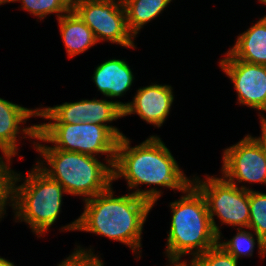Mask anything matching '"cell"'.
<instances>
[{
	"mask_svg": "<svg viewBox=\"0 0 266 266\" xmlns=\"http://www.w3.org/2000/svg\"><path fill=\"white\" fill-rule=\"evenodd\" d=\"M222 154L221 174L227 181L238 187L242 182L266 185V156L252 135L246 134Z\"/></svg>",
	"mask_w": 266,
	"mask_h": 266,
	"instance_id": "30bf717a",
	"label": "cell"
},
{
	"mask_svg": "<svg viewBox=\"0 0 266 266\" xmlns=\"http://www.w3.org/2000/svg\"><path fill=\"white\" fill-rule=\"evenodd\" d=\"M107 2H114L117 3L118 5L125 6L130 0H103Z\"/></svg>",
	"mask_w": 266,
	"mask_h": 266,
	"instance_id": "4316f807",
	"label": "cell"
},
{
	"mask_svg": "<svg viewBox=\"0 0 266 266\" xmlns=\"http://www.w3.org/2000/svg\"><path fill=\"white\" fill-rule=\"evenodd\" d=\"M0 266H17V265H14V262H11L10 260H7L6 258L0 256Z\"/></svg>",
	"mask_w": 266,
	"mask_h": 266,
	"instance_id": "484cf974",
	"label": "cell"
},
{
	"mask_svg": "<svg viewBox=\"0 0 266 266\" xmlns=\"http://www.w3.org/2000/svg\"><path fill=\"white\" fill-rule=\"evenodd\" d=\"M131 142L125 135L118 140L112 167L113 181L124 178L129 192L134 190L131 193L154 206L162 196L156 186L183 192L192 183L158 135L149 136L134 147ZM143 184L156 188L140 189Z\"/></svg>",
	"mask_w": 266,
	"mask_h": 266,
	"instance_id": "6da1fadb",
	"label": "cell"
},
{
	"mask_svg": "<svg viewBox=\"0 0 266 266\" xmlns=\"http://www.w3.org/2000/svg\"><path fill=\"white\" fill-rule=\"evenodd\" d=\"M36 140L34 149H59L96 157L105 154L104 160L113 166L119 139L106 126L96 123L46 122L38 124ZM42 142L52 143V146Z\"/></svg>",
	"mask_w": 266,
	"mask_h": 266,
	"instance_id": "8992f818",
	"label": "cell"
},
{
	"mask_svg": "<svg viewBox=\"0 0 266 266\" xmlns=\"http://www.w3.org/2000/svg\"><path fill=\"white\" fill-rule=\"evenodd\" d=\"M5 3H11V0H0V6Z\"/></svg>",
	"mask_w": 266,
	"mask_h": 266,
	"instance_id": "83f0119b",
	"label": "cell"
},
{
	"mask_svg": "<svg viewBox=\"0 0 266 266\" xmlns=\"http://www.w3.org/2000/svg\"><path fill=\"white\" fill-rule=\"evenodd\" d=\"M195 266H238V260L216 244L193 259Z\"/></svg>",
	"mask_w": 266,
	"mask_h": 266,
	"instance_id": "7402d4cb",
	"label": "cell"
},
{
	"mask_svg": "<svg viewBox=\"0 0 266 266\" xmlns=\"http://www.w3.org/2000/svg\"><path fill=\"white\" fill-rule=\"evenodd\" d=\"M114 192L111 185L105 192L84 200L80 217L62 226L61 232L79 230L107 237L131 248L139 260L143 225L154 206L133 193L115 197Z\"/></svg>",
	"mask_w": 266,
	"mask_h": 266,
	"instance_id": "7a4b0ae2",
	"label": "cell"
},
{
	"mask_svg": "<svg viewBox=\"0 0 266 266\" xmlns=\"http://www.w3.org/2000/svg\"><path fill=\"white\" fill-rule=\"evenodd\" d=\"M192 183L205 197L211 224L217 236L221 234V230L216 224L215 216L219 218L221 226L226 224L234 228H248L250 222L249 190L253 189L245 184L238 187L222 175L216 177L208 174L204 179L195 175L192 177Z\"/></svg>",
	"mask_w": 266,
	"mask_h": 266,
	"instance_id": "52a82bcc",
	"label": "cell"
},
{
	"mask_svg": "<svg viewBox=\"0 0 266 266\" xmlns=\"http://www.w3.org/2000/svg\"><path fill=\"white\" fill-rule=\"evenodd\" d=\"M236 230L237 233L228 241H223L221 233L218 236L217 244L234 258L239 260V258L246 256L252 257L257 243L258 255H261L264 259L266 256V243L255 232L254 234L250 232L248 228H237Z\"/></svg>",
	"mask_w": 266,
	"mask_h": 266,
	"instance_id": "ac0fdd59",
	"label": "cell"
},
{
	"mask_svg": "<svg viewBox=\"0 0 266 266\" xmlns=\"http://www.w3.org/2000/svg\"><path fill=\"white\" fill-rule=\"evenodd\" d=\"M261 135L259 137H253L261 146L264 155L266 156V118L260 119Z\"/></svg>",
	"mask_w": 266,
	"mask_h": 266,
	"instance_id": "cb8c5ba5",
	"label": "cell"
},
{
	"mask_svg": "<svg viewBox=\"0 0 266 266\" xmlns=\"http://www.w3.org/2000/svg\"><path fill=\"white\" fill-rule=\"evenodd\" d=\"M134 73L125 59H109L96 66L92 76L98 91L105 97H122L134 82Z\"/></svg>",
	"mask_w": 266,
	"mask_h": 266,
	"instance_id": "5bb4252c",
	"label": "cell"
},
{
	"mask_svg": "<svg viewBox=\"0 0 266 266\" xmlns=\"http://www.w3.org/2000/svg\"><path fill=\"white\" fill-rule=\"evenodd\" d=\"M125 102L107 99H82L76 102H65L53 107H39L38 117L49 120L48 123H96L106 126L118 139L124 134L115 126L108 125L112 121L123 118ZM108 123V124H107Z\"/></svg>",
	"mask_w": 266,
	"mask_h": 266,
	"instance_id": "9c48e42d",
	"label": "cell"
},
{
	"mask_svg": "<svg viewBox=\"0 0 266 266\" xmlns=\"http://www.w3.org/2000/svg\"><path fill=\"white\" fill-rule=\"evenodd\" d=\"M11 2H21L20 8L22 10L38 17L40 20L50 14H55L56 19H59L72 10V0H11Z\"/></svg>",
	"mask_w": 266,
	"mask_h": 266,
	"instance_id": "d6986e66",
	"label": "cell"
},
{
	"mask_svg": "<svg viewBox=\"0 0 266 266\" xmlns=\"http://www.w3.org/2000/svg\"><path fill=\"white\" fill-rule=\"evenodd\" d=\"M24 174L15 172L13 181V212L15 222H25L37 238L44 236L59 218L63 196L60 183L51 179L37 165ZM23 177V178H22ZM21 185L18 182H22Z\"/></svg>",
	"mask_w": 266,
	"mask_h": 266,
	"instance_id": "5b68a950",
	"label": "cell"
},
{
	"mask_svg": "<svg viewBox=\"0 0 266 266\" xmlns=\"http://www.w3.org/2000/svg\"><path fill=\"white\" fill-rule=\"evenodd\" d=\"M260 3L266 5V0H258Z\"/></svg>",
	"mask_w": 266,
	"mask_h": 266,
	"instance_id": "f1b7e54d",
	"label": "cell"
},
{
	"mask_svg": "<svg viewBox=\"0 0 266 266\" xmlns=\"http://www.w3.org/2000/svg\"><path fill=\"white\" fill-rule=\"evenodd\" d=\"M57 20L69 57H75L98 44L90 27L73 10Z\"/></svg>",
	"mask_w": 266,
	"mask_h": 266,
	"instance_id": "2e32d148",
	"label": "cell"
},
{
	"mask_svg": "<svg viewBox=\"0 0 266 266\" xmlns=\"http://www.w3.org/2000/svg\"><path fill=\"white\" fill-rule=\"evenodd\" d=\"M173 0H130L125 6L129 31L134 35L149 22L158 18Z\"/></svg>",
	"mask_w": 266,
	"mask_h": 266,
	"instance_id": "e0dca14e",
	"label": "cell"
},
{
	"mask_svg": "<svg viewBox=\"0 0 266 266\" xmlns=\"http://www.w3.org/2000/svg\"><path fill=\"white\" fill-rule=\"evenodd\" d=\"M11 160L0 156V221L7 214L6 206L13 208V181L16 171L10 167Z\"/></svg>",
	"mask_w": 266,
	"mask_h": 266,
	"instance_id": "44dd1931",
	"label": "cell"
},
{
	"mask_svg": "<svg viewBox=\"0 0 266 266\" xmlns=\"http://www.w3.org/2000/svg\"><path fill=\"white\" fill-rule=\"evenodd\" d=\"M169 261V264L166 266H195L193 259H190V262H186L187 260L179 259V258H167Z\"/></svg>",
	"mask_w": 266,
	"mask_h": 266,
	"instance_id": "d4e9b609",
	"label": "cell"
},
{
	"mask_svg": "<svg viewBox=\"0 0 266 266\" xmlns=\"http://www.w3.org/2000/svg\"><path fill=\"white\" fill-rule=\"evenodd\" d=\"M35 150L42 159L36 165L60 183L68 195L82 197L84 201L105 192L113 183V166L96 156L59 149Z\"/></svg>",
	"mask_w": 266,
	"mask_h": 266,
	"instance_id": "277c9868",
	"label": "cell"
},
{
	"mask_svg": "<svg viewBox=\"0 0 266 266\" xmlns=\"http://www.w3.org/2000/svg\"><path fill=\"white\" fill-rule=\"evenodd\" d=\"M228 52L235 59L266 65V15L239 34Z\"/></svg>",
	"mask_w": 266,
	"mask_h": 266,
	"instance_id": "9a60e30c",
	"label": "cell"
},
{
	"mask_svg": "<svg viewBox=\"0 0 266 266\" xmlns=\"http://www.w3.org/2000/svg\"><path fill=\"white\" fill-rule=\"evenodd\" d=\"M173 88L167 84L140 87L132 101L125 103L123 117L136 114L147 124L160 128L170 114L174 102Z\"/></svg>",
	"mask_w": 266,
	"mask_h": 266,
	"instance_id": "4fadbf2b",
	"label": "cell"
},
{
	"mask_svg": "<svg viewBox=\"0 0 266 266\" xmlns=\"http://www.w3.org/2000/svg\"><path fill=\"white\" fill-rule=\"evenodd\" d=\"M178 200L170 202V230L164 253L167 258L194 259L215 246L218 236L213 230L204 195L191 183Z\"/></svg>",
	"mask_w": 266,
	"mask_h": 266,
	"instance_id": "3957f363",
	"label": "cell"
},
{
	"mask_svg": "<svg viewBox=\"0 0 266 266\" xmlns=\"http://www.w3.org/2000/svg\"><path fill=\"white\" fill-rule=\"evenodd\" d=\"M249 213L248 229L266 243V193L249 190Z\"/></svg>",
	"mask_w": 266,
	"mask_h": 266,
	"instance_id": "ffe728a7",
	"label": "cell"
},
{
	"mask_svg": "<svg viewBox=\"0 0 266 266\" xmlns=\"http://www.w3.org/2000/svg\"><path fill=\"white\" fill-rule=\"evenodd\" d=\"M38 117V108L29 109L22 105L0 98V150L1 157L13 159L18 155L19 138L33 139V145L38 134V124L23 127L29 118ZM22 132V133H21ZM18 142V143H17Z\"/></svg>",
	"mask_w": 266,
	"mask_h": 266,
	"instance_id": "7c38bea8",
	"label": "cell"
},
{
	"mask_svg": "<svg viewBox=\"0 0 266 266\" xmlns=\"http://www.w3.org/2000/svg\"><path fill=\"white\" fill-rule=\"evenodd\" d=\"M72 10L90 27L97 43L107 41L136 49L124 6L103 0H72Z\"/></svg>",
	"mask_w": 266,
	"mask_h": 266,
	"instance_id": "ba28073f",
	"label": "cell"
},
{
	"mask_svg": "<svg viewBox=\"0 0 266 266\" xmlns=\"http://www.w3.org/2000/svg\"><path fill=\"white\" fill-rule=\"evenodd\" d=\"M80 246L74 248V252L57 266H104V261L100 259V255L94 254L92 248L85 249L82 245Z\"/></svg>",
	"mask_w": 266,
	"mask_h": 266,
	"instance_id": "603a6c76",
	"label": "cell"
},
{
	"mask_svg": "<svg viewBox=\"0 0 266 266\" xmlns=\"http://www.w3.org/2000/svg\"><path fill=\"white\" fill-rule=\"evenodd\" d=\"M224 56L219 67L232 81L237 103L257 109L260 119L266 118L262 113L266 112V65L235 59L228 51Z\"/></svg>",
	"mask_w": 266,
	"mask_h": 266,
	"instance_id": "8fae6325",
	"label": "cell"
}]
</instances>
